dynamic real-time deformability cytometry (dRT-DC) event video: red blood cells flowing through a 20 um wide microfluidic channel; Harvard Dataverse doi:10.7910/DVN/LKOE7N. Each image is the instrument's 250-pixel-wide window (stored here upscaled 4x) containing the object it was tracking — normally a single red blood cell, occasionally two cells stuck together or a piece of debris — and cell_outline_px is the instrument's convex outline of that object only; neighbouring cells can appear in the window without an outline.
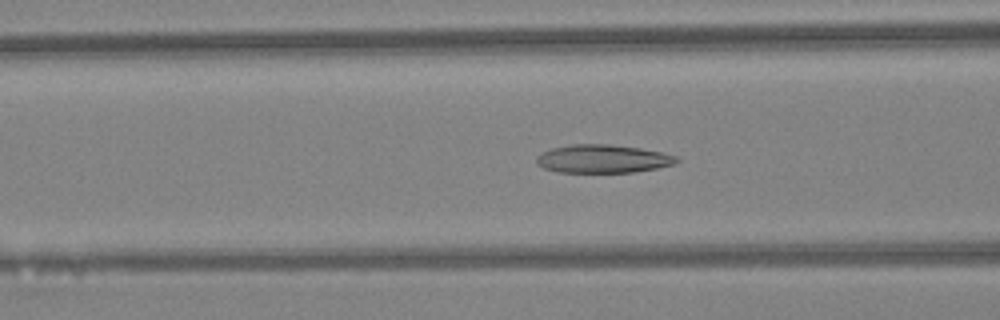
{"species": "Egyptian fruit bat (a non-hibernating species)", "species_latin": "Rousettus aegyptiacus", "temperature_condition": "warm", "stored_images_in_passage": 44, "camera_frame_rate_fps": 3000, "um_per_image_px": 0.085, "animal": {"sex": "female"}, "frame": {"image": 1, "passage_image": 19, "time_ms": 6.0, "image_size_px": [1000, 320], "cell_outline_px": [[680, 160], [672, 164], [656, 168], [632, 172], [556, 172], [544, 168], [536, 164], [536, 156], [552, 148], [572, 144], [608, 144], [640, 148], [660, 152], [676, 156]], "centroid_in_image_um": [51.2, 13.5], "position_along_channel_um": 115.4, "area_um2": 22.89}}
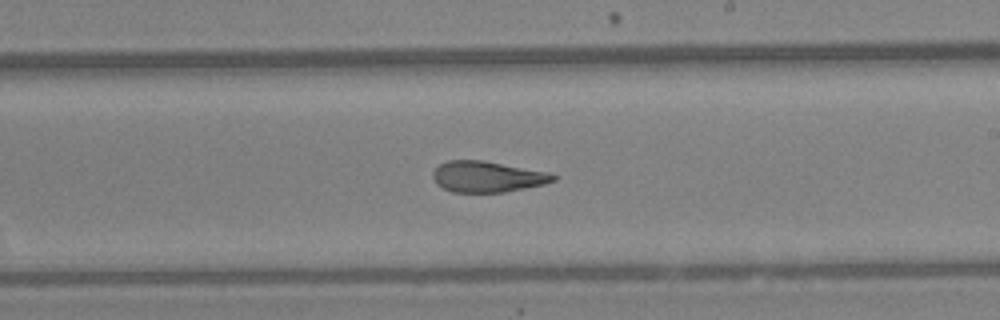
{"frame": {"image": 2, "passage_image": 28, "time_ms": 9.0, "image_size_px": [1000, 320], "cell_outline_px": [[556, 180], [544, 184], [504, 192], [452, 192], [436, 184], [432, 176], [432, 172], [440, 164], [448, 160], [484, 160], [548, 172], [556, 176]], "centroid_in_image_um": [41.4, 15.01], "position_along_channel_um": 247.6, "area_um2": 21.68}}
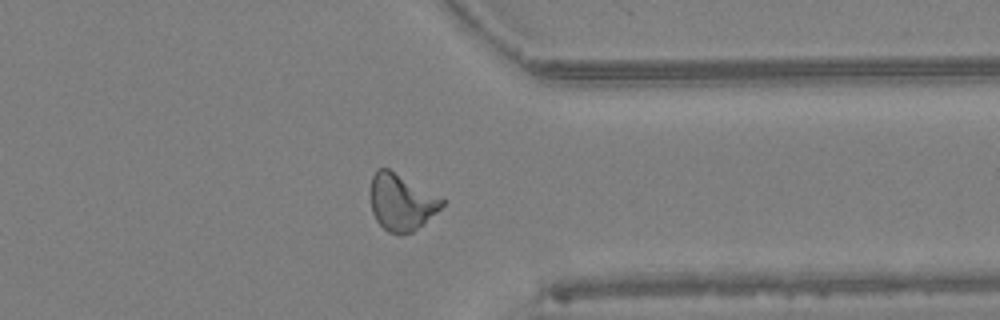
{"frame": {"image": 3, "passage_image": 37, "time_ms": 12.0, "image_size_px": [1000, 320], "cell_outline_px": [[444, 204], [424, 224], [412, 232], [388, 232], [376, 220], [372, 212], [368, 192], [372, 176], [376, 168], [388, 168], [444, 200]], "centroid_in_image_um": [34.05, 17.16], "position_along_channel_um": 377.4, "area_um2": 23.29}, "authors_computed_cell_mechanics": {"area_um2": 22.8888, "velocity_mm_per_s": 4.4339, "shape_relaxation_time_tau1_ms": null, "shape_relaxation_time_tau2_ms": 2.0328, "deformation_change_tau1": null, "deformation_change_tau2": 0.0987}}